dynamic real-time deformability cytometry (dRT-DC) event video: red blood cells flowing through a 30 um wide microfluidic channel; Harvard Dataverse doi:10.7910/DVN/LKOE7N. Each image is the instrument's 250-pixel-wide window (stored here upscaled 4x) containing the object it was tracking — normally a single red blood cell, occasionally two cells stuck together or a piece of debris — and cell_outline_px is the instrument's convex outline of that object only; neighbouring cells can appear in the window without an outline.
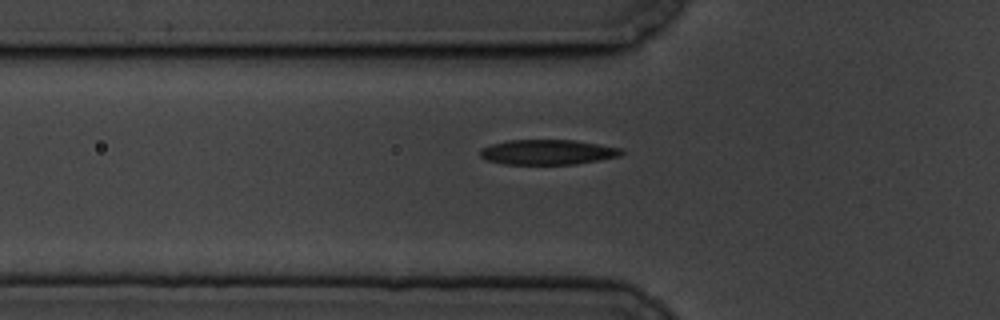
{"species": "common noctule bat (a hibernating species)", "species_latin": "Nyctalus noctula", "temperature_condition": "cold", "stored_images_in_passage": 16, "camera_frame_rate_fps": 3000, "um_per_image_px": 0.085, "animal": {"sex": "male", "body_mass_g": 19.5, "forearm_length_mm": 54.6}, "frame": {"image": 1, "passage_image": 6, "time_ms": 7.0, "image_size_px": [1000, 320], "cell_outline_px": [[624, 152], [620, 156], [600, 160], [576, 164], [504, 164], [488, 160], [480, 156], [480, 148], [492, 144], [508, 140], [576, 140], [624, 148]], "centroid_in_image_um": [46.6, 12.92], "position_along_channel_um": 79.2, "area_um2": 20.75}}
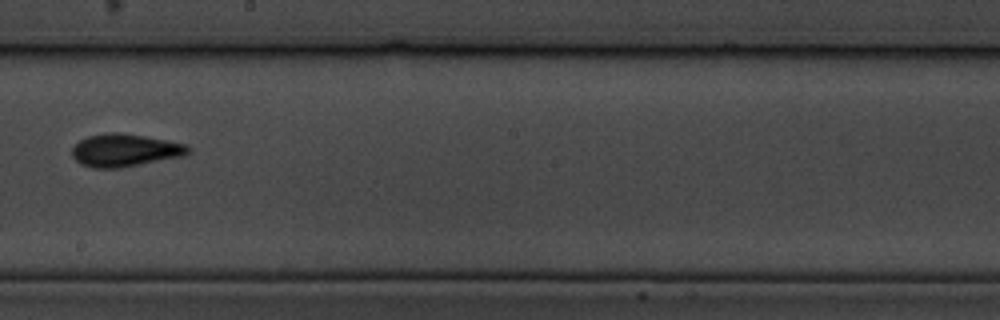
{"frame": {"image": 2, "passage_image": 10, "time_ms": 11.667, "image_size_px": [1000, 320], "cell_outline_px": [[192, 152], [188, 156], [120, 168], [92, 168], [80, 164], [72, 156], [72, 148], [80, 140], [88, 136], [112, 132], [116, 132], [144, 136], [168, 140], [188, 144], [192, 148]], "centroid_in_image_um": [10.7, 12.79], "position_along_channel_um": 237.5, "area_um2": 22.54}}
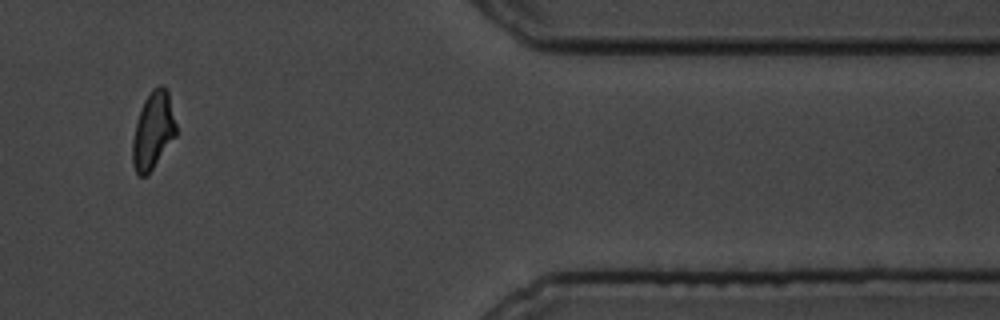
{"frame": {"image": 3, "passage_image": 15, "time_ms": 17.333, "image_size_px": [1000, 320], "cell_outline_px": [[176, 136], [148, 176], [140, 176], [136, 172], [132, 164], [132, 140], [136, 124], [144, 100], [152, 88], [160, 84], [168, 92], [176, 124]], "centroid_in_image_um": [13.01, 11.13], "position_along_channel_um": 398.4, "area_um2": 19.59}, "authors_computed_cell_mechanics": {"area_um2": 20.0855, "velocity_mm_per_s": 3.3886, "shape_relaxation_time_tau1_ms": 3.3611, "shape_relaxation_time_tau2_ms": 1.9399, "deformation_change_tau1": 0.1519, "deformation_change_tau2": 0.085}}